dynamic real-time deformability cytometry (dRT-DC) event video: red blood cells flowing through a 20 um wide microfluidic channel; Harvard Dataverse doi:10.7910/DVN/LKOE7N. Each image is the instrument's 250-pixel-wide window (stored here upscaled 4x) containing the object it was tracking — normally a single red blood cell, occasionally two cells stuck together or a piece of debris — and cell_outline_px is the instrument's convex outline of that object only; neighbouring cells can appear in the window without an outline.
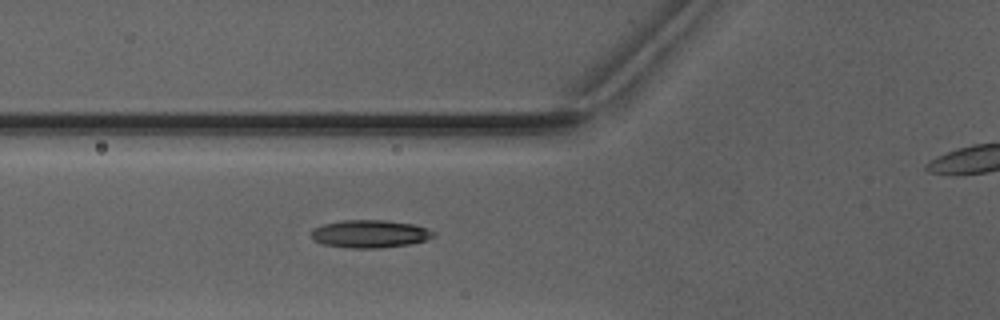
{"species": "Egyptian fruit bat (a non-hibernating species)", "species_latin": "Rousettus aegyptiacus", "temperature_condition": "warm", "stored_images_in_passage": 8, "camera_frame_rate_fps": 3000, "um_per_image_px": 0.085, "animal": {"sex": "male"}, "frame": {"image": 1, "passage_image": 7, "time_ms": 7.0, "image_size_px": [1000, 320], "cell_outline_px": [[436, 236], [424, 240], [408, 244], [380, 248], [348, 248], [324, 244], [312, 240], [308, 236], [316, 228], [324, 224], [344, 220], [384, 220], [412, 224], [436, 232]], "centroid_in_image_um": [31.41, 19.88], "position_along_channel_um": 94.4, "area_um2": 19.65}}